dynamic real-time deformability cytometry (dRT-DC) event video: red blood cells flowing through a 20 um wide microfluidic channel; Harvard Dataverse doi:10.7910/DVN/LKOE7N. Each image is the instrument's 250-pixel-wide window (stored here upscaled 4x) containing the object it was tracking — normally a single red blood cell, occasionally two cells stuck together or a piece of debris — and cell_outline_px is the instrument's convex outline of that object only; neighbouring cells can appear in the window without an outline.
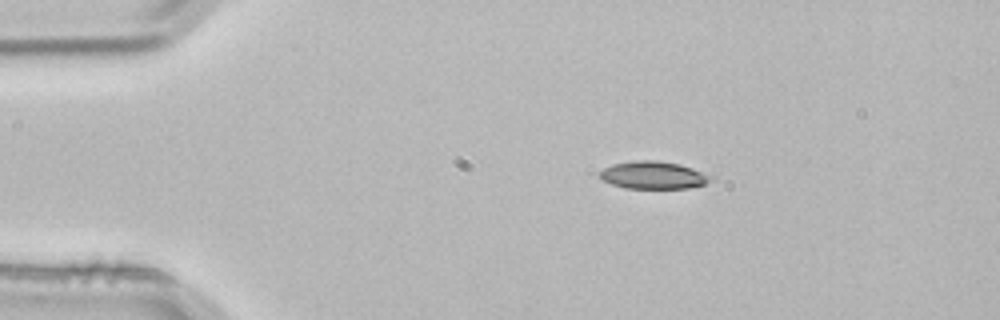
{"species": "common noctule bat (a hibernating species)", "species_latin": "Nyctalus noctula", "temperature_condition": "room temperature", "stored_images_in_passage": 2, "camera_frame_rate_fps": 3000, "um_per_image_px": 0.085, "animal": {"sex": "male", "body_mass_g": 21.5, "forearm_length_mm": 52.0}, "frame": {"image": 1, "passage_image": 1, "time_ms": 0.0, "image_size_px": [1000, 320], "cell_outline_px": [[716, 176], [712, 180], [704, 184], [688, 188], [624, 188], [600, 180], [600, 172], [604, 168], [612, 164], [636, 160], [656, 160], [680, 164]], "centroid_in_image_um": [55.55, 14.88], "position_along_channel_um": 29.4, "area_um2": 17.98}}